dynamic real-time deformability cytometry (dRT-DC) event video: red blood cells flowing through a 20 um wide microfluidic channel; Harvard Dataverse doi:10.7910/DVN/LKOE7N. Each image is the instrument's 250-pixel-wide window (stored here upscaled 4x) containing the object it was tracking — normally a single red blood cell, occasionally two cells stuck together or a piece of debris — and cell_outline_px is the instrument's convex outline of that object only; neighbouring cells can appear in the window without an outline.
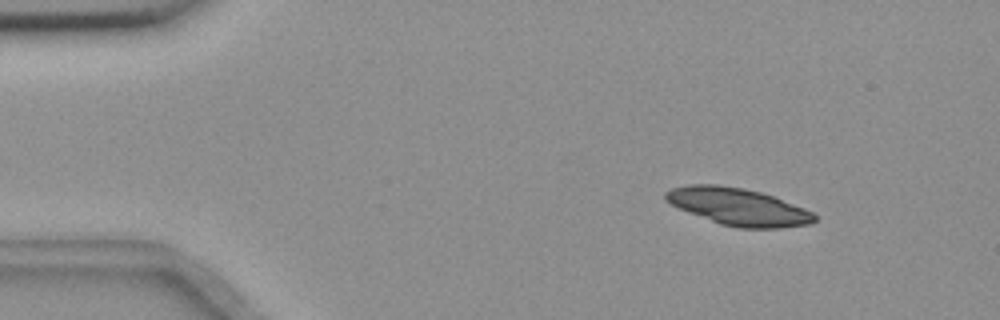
{"species": "common noctule bat (a hibernating species)", "species_latin": "Nyctalus noctula", "temperature_condition": "room temperature", "stored_images_in_passage": 54, "camera_frame_rate_fps": 3000, "um_per_image_px": 0.085, "animal": {"sex": "female", "body_mass_g": 18.4}, "frame": {"image": 1, "passage_image": 6, "time_ms": 1.667, "image_size_px": [1000, 320], "cell_outline_px": [[816, 220], [808, 224], [780, 228], [736, 228], [720, 224], [688, 212], [664, 200], [664, 192], [672, 188], [688, 184], [716, 184], [744, 188], [760, 192], [772, 196], [804, 208], [812, 212], [816, 216]], "centroid_in_image_um": [62.71, 17.57], "position_along_channel_um": 22.3, "area_um2": 32.14}}